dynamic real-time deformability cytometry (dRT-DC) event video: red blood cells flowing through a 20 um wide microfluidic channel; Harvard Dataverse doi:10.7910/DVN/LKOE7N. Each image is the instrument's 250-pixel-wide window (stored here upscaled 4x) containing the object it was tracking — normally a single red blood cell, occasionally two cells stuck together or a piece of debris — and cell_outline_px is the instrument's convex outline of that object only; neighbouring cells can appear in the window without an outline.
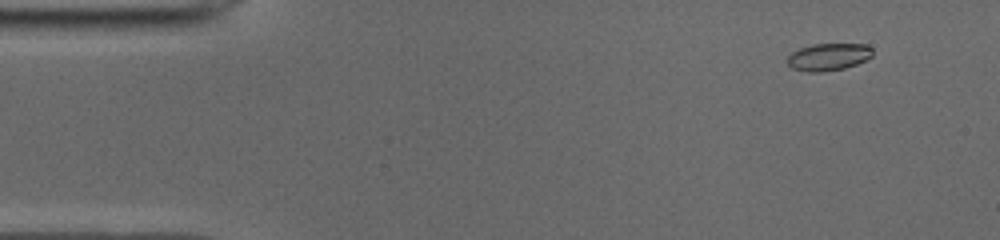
{"species": "common noctule bat (a hibernating species)", "species_latin": "Nyctalus noctula", "temperature_condition": "cold", "stored_images_in_passage": 50, "camera_frame_rate_fps": 3000, "um_per_image_px": 0.085, "animal": {"sex": "male", "body_mass_g": 19.0, "forearm_length_mm": 50.8}, "frame": {"image": 1, "passage_image": 4, "time_ms": 1.0, "image_size_px": [1000, 240], "cell_outline_px": [[872, 56], [856, 64], [844, 68], [820, 72], [808, 72], [792, 68], [788, 64], [788, 56], [792, 52], [800, 48], [812, 44], [868, 44], [872, 48]], "centroid_in_image_um": [70.42, 4.83], "position_along_channel_um": 14.6, "area_um2": 13.47}}
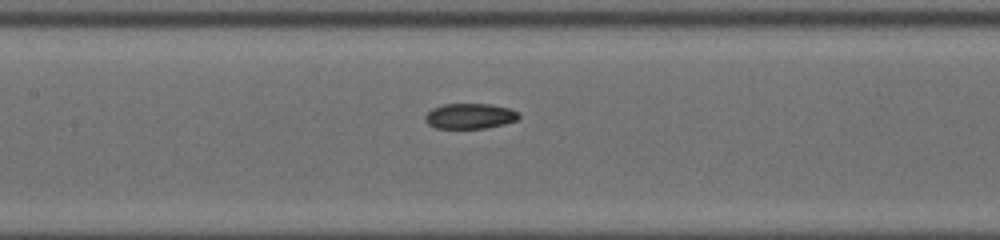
{"frame": {"image": 2, "passage_image": 23, "time_ms": 7.333, "image_size_px": [1000, 240], "cell_outline_px": [[520, 116], [516, 120], [504, 124], [484, 128], [436, 128], [428, 124], [424, 120], [424, 116], [432, 108], [444, 104], [492, 104], [508, 108], [520, 112]], "centroid_in_image_um": [39.93, 9.86], "position_along_channel_um": 167.5, "area_um2": 13.87}}
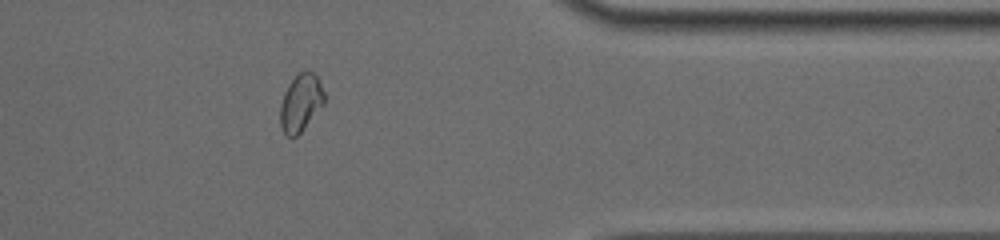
{"frame": {"image": 3, "passage_image": 41, "time_ms": 13.333, "image_size_px": [1000, 240], "cell_outline_px": [[324, 104], [300, 132], [296, 136], [288, 136], [284, 132], [280, 124], [280, 104], [284, 92], [288, 84], [300, 72], [316, 72], [324, 92]], "centroid_in_image_um": [25.56, 8.71], "position_along_channel_um": 385.8, "area_um2": 14.57}, "authors_computed_cell_mechanics": {"area_um2": 14.2188, "velocity_mm_per_s": 3.9422, "shape_relaxation_time_tau1_ms": null, "shape_relaxation_time_tau2_ms": 4.4018, "deformation_change_tau1": null, "deformation_change_tau2": 0.0845}}